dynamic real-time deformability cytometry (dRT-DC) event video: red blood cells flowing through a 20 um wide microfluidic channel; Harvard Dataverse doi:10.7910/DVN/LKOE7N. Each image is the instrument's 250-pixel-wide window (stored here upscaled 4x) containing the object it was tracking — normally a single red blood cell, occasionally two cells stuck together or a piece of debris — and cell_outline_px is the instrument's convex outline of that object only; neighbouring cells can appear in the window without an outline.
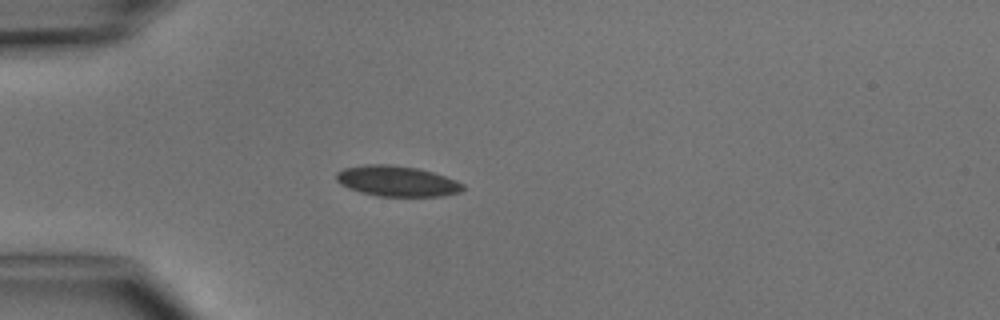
{"species": "common noctule bat (a hibernating species)", "species_latin": "Nyctalus noctula", "temperature_condition": "cold", "stored_images_in_passage": 4, "camera_frame_rate_fps": 3000, "um_per_image_px": 0.085, "animal": {"sex": "male", "body_mass_g": 15.6}, "frame": {"image": 1, "passage_image": 4, "time_ms": 4.333, "image_size_px": [1000, 320], "cell_outline_px": [[464, 188], [460, 192], [444, 196], [380, 196], [360, 192], [348, 188], [340, 184], [336, 180], [336, 172], [344, 168], [364, 164], [388, 164], [416, 168], [432, 172], [456, 180], [464, 184]], "centroid_in_image_um": [33.72, 15.39], "position_along_channel_um": 51.3, "area_um2": 22.54}}